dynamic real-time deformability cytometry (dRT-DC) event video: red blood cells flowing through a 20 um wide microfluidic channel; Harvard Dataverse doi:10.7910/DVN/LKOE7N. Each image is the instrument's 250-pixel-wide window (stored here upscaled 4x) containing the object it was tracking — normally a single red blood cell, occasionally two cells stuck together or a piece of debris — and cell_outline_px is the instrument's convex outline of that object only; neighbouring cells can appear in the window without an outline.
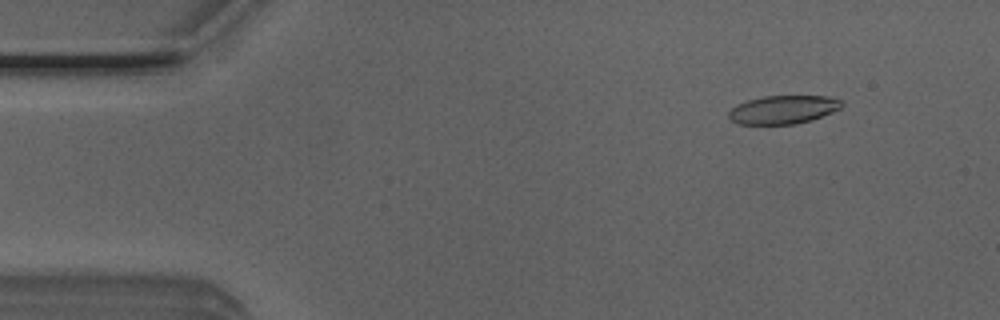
{"species": "Egyptian fruit bat (a non-hibernating species)", "species_latin": "Rousettus aegyptiacus", "temperature_condition": "room temperature", "stored_images_in_passage": 51, "camera_frame_rate_fps": 3000, "um_per_image_px": 0.085, "animal": {"sex": "male"}, "frame": {"image": 1, "passage_image": 6, "time_ms": 1.667, "image_size_px": [1000, 320], "cell_outline_px": [[844, 104], [840, 108], [832, 112], [812, 120], [796, 124], [736, 124], [728, 116], [728, 112], [736, 104], [748, 100], [764, 96], [828, 96], [840, 100]], "centroid_in_image_um": [66.56, 9.32], "position_along_channel_um": 18.4, "area_um2": 18.73}}
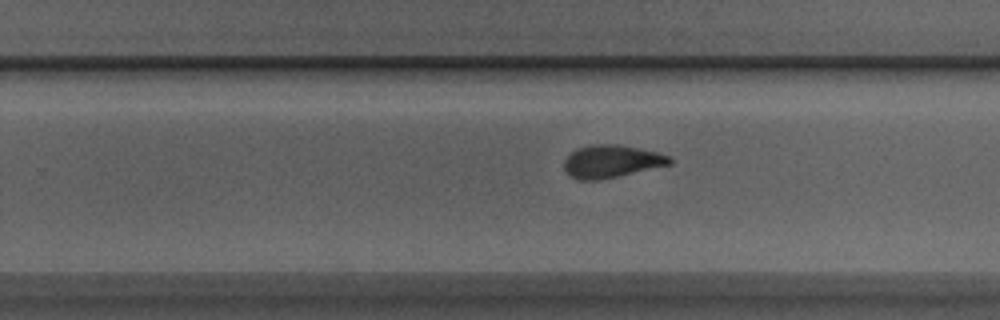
{"frame": {"image": 2, "passage_image": 32, "time_ms": 10.333, "image_size_px": [1000, 320], "cell_outline_px": [[672, 164], [616, 176], [596, 180], [576, 180], [568, 176], [564, 168], [564, 160], [576, 148], [592, 144], [616, 144], [656, 152], [668, 156], [672, 160]], "centroid_in_image_um": [51.91, 13.72], "position_along_channel_um": 277.9, "area_um2": 19.88}}
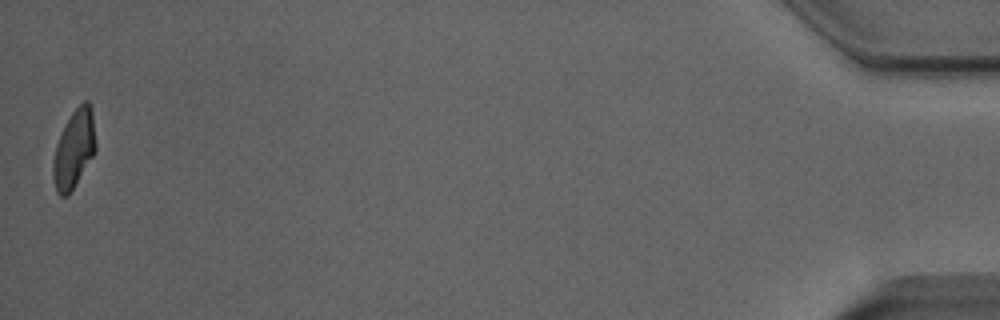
{"frame": {"image": 3, "passage_image": 51, "time_ms": 16.667, "image_size_px": [1000, 320], "cell_outline_px": [[96, 152], [68, 196], [60, 196], [56, 192], [52, 176], [52, 164], [56, 144], [72, 112], [84, 100], [88, 100], [92, 108], [96, 144]], "centroid_in_image_um": [6.3, 12.69], "position_along_channel_um": 428.9, "area_um2": 19.48}, "authors_computed_cell_mechanics": {"area_um2": 19.9988, "velocity_mm_per_s": 3.9975, "shape_relaxation_time_tau1_ms": 4.8986, "shape_relaxation_time_tau2_ms": 2.2808, "deformation_change_tau1": 0.1612, "deformation_change_tau2": 0.1063}}